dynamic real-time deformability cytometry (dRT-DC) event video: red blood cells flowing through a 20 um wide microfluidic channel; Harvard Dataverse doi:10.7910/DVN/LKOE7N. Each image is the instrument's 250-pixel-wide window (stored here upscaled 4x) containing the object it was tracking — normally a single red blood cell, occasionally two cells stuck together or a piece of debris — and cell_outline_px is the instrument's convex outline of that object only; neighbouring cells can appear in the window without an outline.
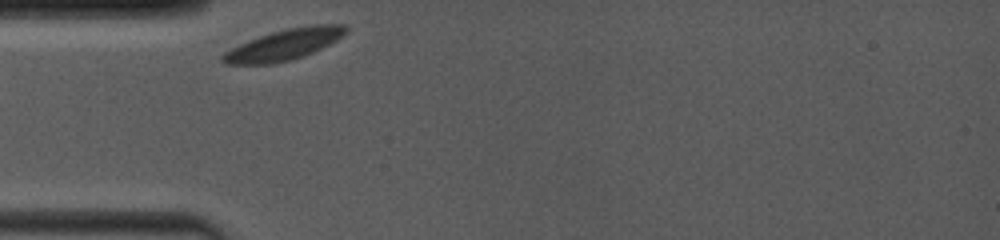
{"species": "common noctule bat (a hibernating species)", "species_latin": "Nyctalus noctula", "temperature_condition": "room temperature", "stored_images_in_passage": 2, "camera_frame_rate_fps": 4000, "um_per_image_px": 0.085, "animal": {"sex": "female", "body_mass_g": 19.0, "forearm_length_mm": 53.3}, "frame": {"image": 1, "passage_image": 1, "time_ms": 0.0, "image_size_px": [1000, 240], "cell_outline_px": [[348, 32], [336, 40], [304, 56], [272, 64], [224, 64], [220, 60], [220, 56], [224, 52], [248, 40], [272, 32], [288, 28], [312, 24], [348, 24]], "centroid_in_image_um": [24.15, 3.78], "position_along_channel_um": 60.8, "area_um2": 22.08}}